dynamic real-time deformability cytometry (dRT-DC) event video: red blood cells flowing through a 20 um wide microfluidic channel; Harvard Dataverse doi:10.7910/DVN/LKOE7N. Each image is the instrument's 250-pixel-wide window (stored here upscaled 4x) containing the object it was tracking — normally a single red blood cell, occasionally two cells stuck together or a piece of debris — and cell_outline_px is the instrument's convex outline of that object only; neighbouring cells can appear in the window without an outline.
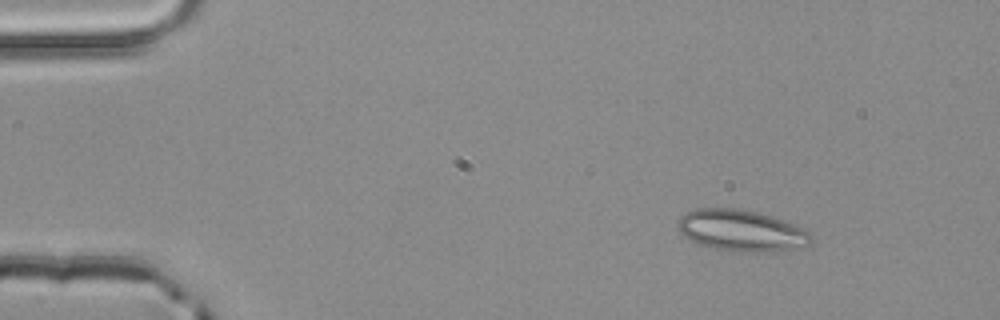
{"species": "common noctule bat (a hibernating species)", "species_latin": "Nyctalus noctula", "temperature_condition": "room temperature", "stored_images_in_passage": 3, "camera_frame_rate_fps": 3000, "um_per_image_px": 0.085, "animal": {"sex": "male", "body_mass_g": 20.4}, "frame": {"image": 1, "passage_image": 1, "time_ms": 0.0, "image_size_px": [1000, 320], "cell_outline_px": [[812, 240], [804, 248], [772, 252], [744, 252], [712, 248], [700, 244], [684, 236], [676, 228], [676, 224], [680, 216], [696, 208], [736, 208], [756, 212], [772, 216], [812, 232]], "centroid_in_image_um": [63.03, 19.61], "position_along_channel_um": 22.0, "area_um2": 32.37}}